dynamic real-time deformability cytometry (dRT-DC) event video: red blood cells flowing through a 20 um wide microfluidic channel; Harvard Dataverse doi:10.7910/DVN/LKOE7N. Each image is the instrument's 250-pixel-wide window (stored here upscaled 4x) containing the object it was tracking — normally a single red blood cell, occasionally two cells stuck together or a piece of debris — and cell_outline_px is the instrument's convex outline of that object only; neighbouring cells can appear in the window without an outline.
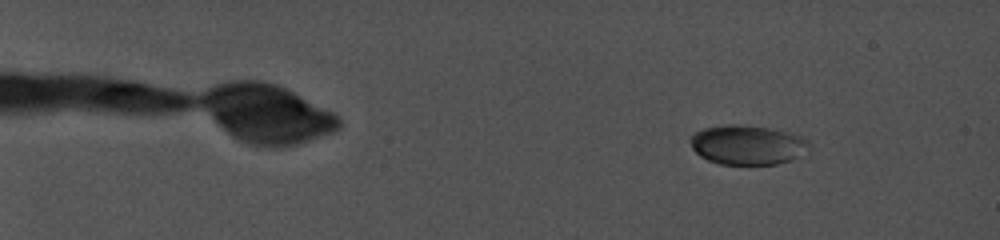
{"species": "common noctule bat (a hibernating species)", "species_latin": "Nyctalus noctula", "temperature_condition": "cold", "stored_images_in_passage": 31, "camera_frame_rate_fps": 5000, "um_per_image_px": 0.085, "animal": {"sex": "female", "body_mass_g": 19.0, "forearm_length_mm": 56.7}, "frame": {"image": 1, "passage_image": 7, "time_ms": 2.0, "image_size_px": [1000, 240], "cell_outline_px": [[784, 160], [776, 164], [720, 164], [708, 160], [696, 152], [692, 148], [692, 136], [708, 128], [760, 128], [772, 132]], "centroid_in_image_um": [62.7, 12.42], "position_along_channel_um": 22.3, "area_um2": 20.35}}
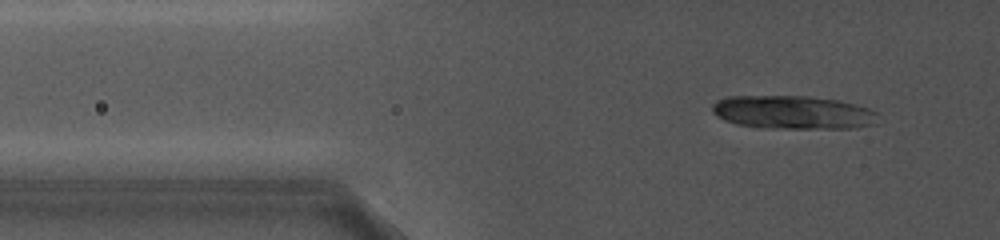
{"frame": {"image": 2, "passage_image": 28, "time_ms": 7.8, "image_size_px": [1000, 240], "cell_outline_px": [[864, 108], [860, 124], [848, 128], [788, 128], [740, 124], [724, 120], [712, 108], [712, 104], [720, 100], [732, 96], [804, 96], [836, 100]], "centroid_in_image_um": [67.05, 9.51], "position_along_channel_um": 58.7, "area_um2": 29.42}}